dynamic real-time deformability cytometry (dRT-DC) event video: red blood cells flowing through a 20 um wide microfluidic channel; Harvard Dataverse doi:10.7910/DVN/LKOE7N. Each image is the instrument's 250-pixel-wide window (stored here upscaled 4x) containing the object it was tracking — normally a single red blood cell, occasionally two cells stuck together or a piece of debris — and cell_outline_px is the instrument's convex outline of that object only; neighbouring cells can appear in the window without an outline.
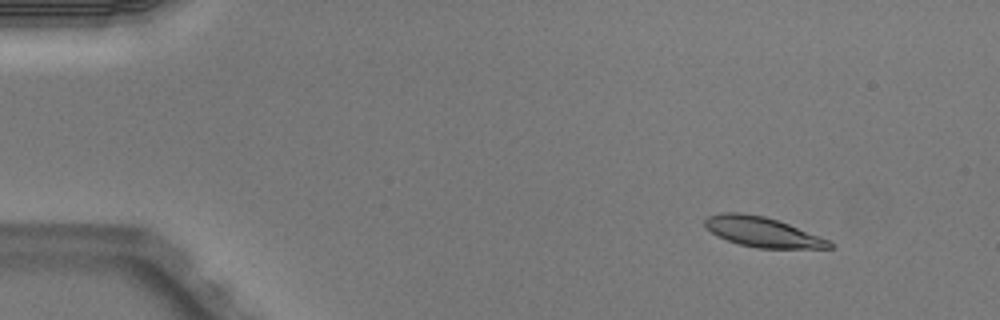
{"species": "Egyptian fruit bat (a non-hibernating species)", "species_latin": "Rousettus aegyptiacus", "temperature_condition": "warm", "stored_images_in_passage": 4, "camera_frame_rate_fps": 3000, "um_per_image_px": 0.085, "animal": {"sex": "male"}, "frame": {"image": 1, "passage_image": 1, "time_ms": 0.0, "image_size_px": [1000, 320], "cell_outline_px": [[836, 244], [832, 248], [756, 248], [740, 244], [716, 236], [704, 224], [704, 220], [708, 216], [720, 212], [740, 212], [764, 216], [788, 224], [820, 236]], "centroid_in_image_um": [64.8, 19.71], "position_along_channel_um": 20.2, "area_um2": 21.62}}
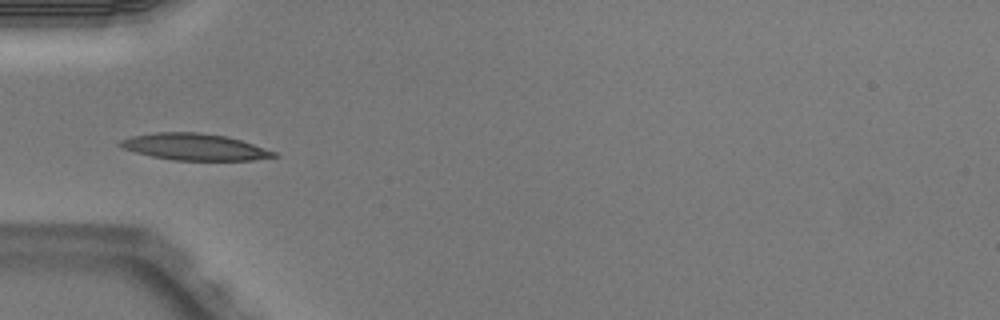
{"frame": {"image": 2, "passage_image": 4, "time_ms": 1.0, "image_size_px": [1000, 320], "cell_outline_px": [[280, 156], [252, 160], [172, 160], [152, 156], [136, 152], [124, 148], [116, 144], [120, 140], [132, 136], [156, 132], [196, 132], [228, 136], [276, 152]], "centroid_in_image_um": [16.53, 12.48], "position_along_channel_um": 68.5, "area_um2": 23.7}}